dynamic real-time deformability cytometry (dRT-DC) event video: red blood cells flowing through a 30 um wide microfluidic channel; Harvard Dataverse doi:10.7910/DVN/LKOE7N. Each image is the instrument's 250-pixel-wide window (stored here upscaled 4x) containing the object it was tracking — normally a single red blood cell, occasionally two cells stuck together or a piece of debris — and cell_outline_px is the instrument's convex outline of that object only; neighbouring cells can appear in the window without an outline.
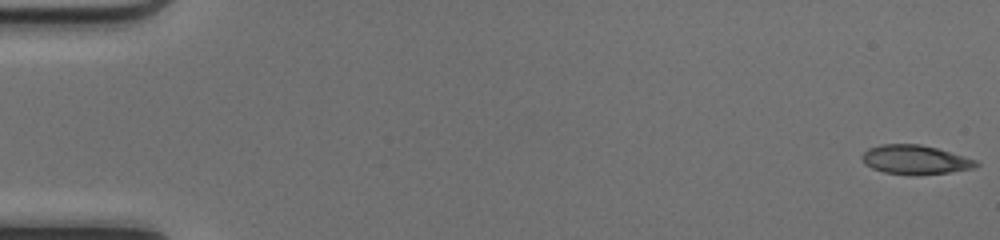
{"species": "common noctule bat (a hibernating species)", "species_latin": "Nyctalus noctula", "temperature_condition": "cold", "stored_images_in_passage": 50, "camera_frame_rate_fps": 3000, "um_per_image_px": 0.085, "animal": {"sex": "female", "body_mass_g": 17.0, "forearm_length_mm": 48.0}, "frame": {"image": 1, "passage_image": 1, "time_ms": 0.0, "image_size_px": [1000, 240], "cell_outline_px": [[980, 164], [976, 168], [948, 172], [884, 172], [872, 168], [864, 164], [860, 156], [868, 148], [880, 144], [920, 144], [936, 148], [976, 160]], "centroid_in_image_um": [77.76, 13.53], "position_along_channel_um": 7.2, "area_um2": 18.55}}
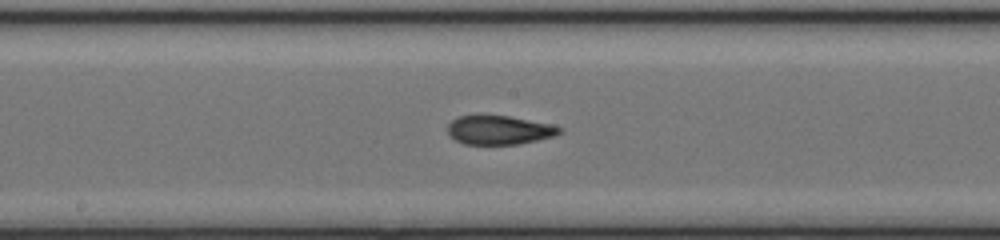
{"frame": {"image": 2, "passage_image": 27, "time_ms": 8.667, "image_size_px": [1000, 240], "cell_outline_px": [[560, 132], [552, 136], [520, 144], [464, 144], [448, 136], [448, 124], [456, 116], [476, 112], [508, 116], [548, 124], [560, 128]], "centroid_in_image_um": [42.28, 11.01], "position_along_channel_um": 205.9, "area_um2": 19.19}}
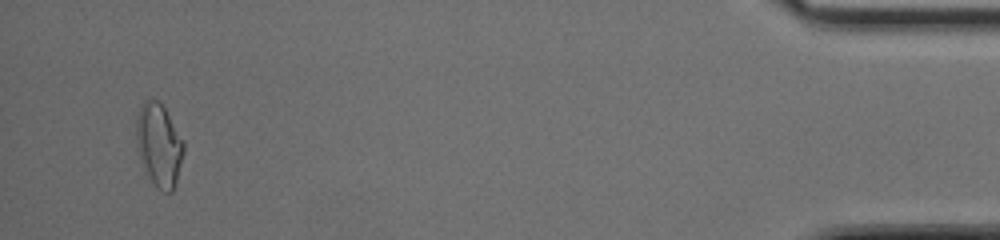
{"frame": {"image": 3, "passage_image": 48, "time_ms": 15.667, "image_size_px": [1000, 240], "cell_outline_px": [[184, 152], [176, 184], [172, 192], [164, 192], [148, 180], [144, 172], [136, 148], [136, 120], [140, 108], [144, 100], [148, 96], [156, 100], [164, 108], [184, 140]], "centroid_in_image_um": [13.5, 12.35], "position_along_channel_um": 421.7, "area_um2": 23.35}, "authors_computed_cell_mechanics": {"area_um2": 19.652, "velocity_mm_per_s": 4.2121, "shape_relaxation_time_tau1_ms": null, "shape_relaxation_time_tau2_ms": 1.9608, "deformation_change_tau1": null, "deformation_change_tau2": 0.0842}}